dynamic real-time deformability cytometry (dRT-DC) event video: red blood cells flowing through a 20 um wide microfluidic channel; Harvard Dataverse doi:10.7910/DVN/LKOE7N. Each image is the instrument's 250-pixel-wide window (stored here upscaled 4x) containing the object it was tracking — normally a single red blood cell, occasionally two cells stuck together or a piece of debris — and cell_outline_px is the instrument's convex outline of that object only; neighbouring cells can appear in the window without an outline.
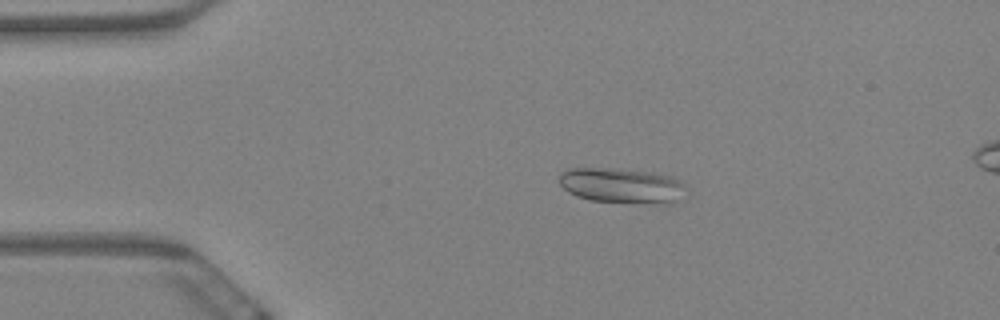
{"species": "Egyptian fruit bat (a non-hibernating species)", "species_latin": "Rousettus aegyptiacus", "temperature_condition": "warm", "stored_images_in_passage": 61, "camera_frame_rate_fps": 3000, "um_per_image_px": 0.085, "animal": {"sex": "female"}, "frame": {"image": 1, "passage_image": 12, "time_ms": 3.667, "image_size_px": [1000, 320], "cell_outline_px": [[688, 196], [684, 200], [672, 204], [664, 204], [588, 200], [576, 196], [568, 192], [560, 184], [560, 172], [564, 168], [616, 168], [652, 172], [672, 176], [680, 180], [688, 188]], "centroid_in_image_um": [52.96, 15.78], "position_along_channel_um": 32.0, "area_um2": 26.88}}
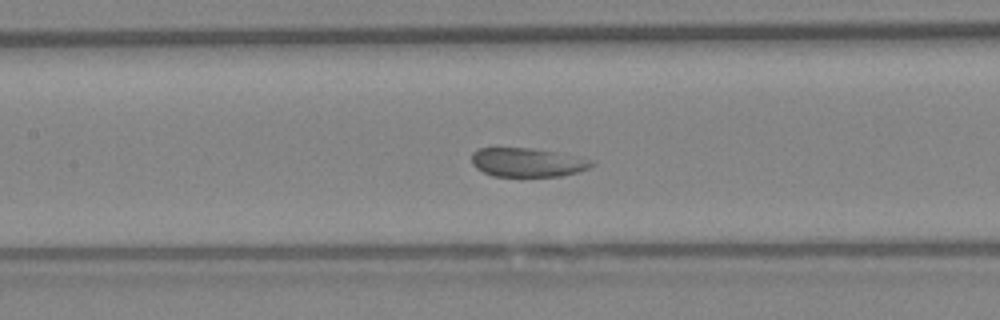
{"frame": {"image": 2, "passage_image": 28, "time_ms": 9.0, "image_size_px": [1000, 320], "cell_outline_px": [[596, 164], [580, 172], [560, 176], [492, 176], [476, 168], [472, 164], [472, 152], [480, 148], [532, 148], [556, 152], [596, 160]], "centroid_in_image_um": [44.87, 13.8], "position_along_channel_um": 162.5, "area_um2": 20.35}}
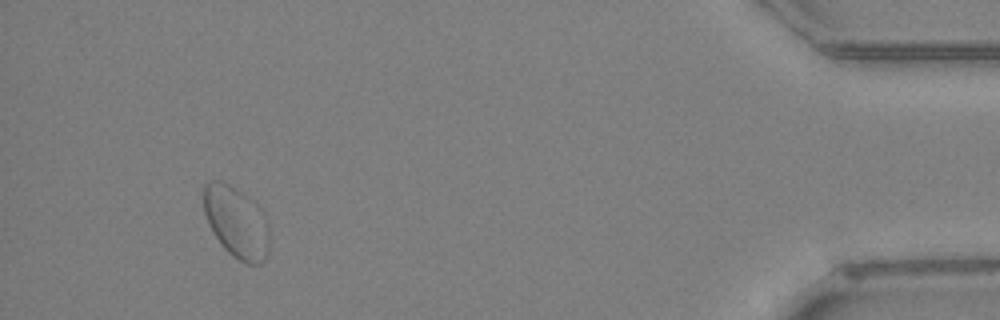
{"frame": {"image": 3, "passage_image": 57, "time_ms": 18.667, "image_size_px": [1000, 320], "cell_outline_px": [[268, 252], [264, 260], [260, 264], [248, 264], [232, 256], [220, 244], [204, 212], [204, 184], [208, 180], [224, 180], [236, 188], [256, 204], [264, 212], [268, 224]], "centroid_in_image_um": [20.1, 18.86], "position_along_channel_um": 415.1, "area_um2": 27.28}, "authors_computed_cell_mechanics": {"area_um2": 22.4264, "velocity_mm_per_s": 3.3096, "shape_relaxation_time_tau1_ms": 7.9549, "shape_relaxation_time_tau2_ms": null, "deformation_change_tau1": 0.1036, "deformation_change_tau2": null}}